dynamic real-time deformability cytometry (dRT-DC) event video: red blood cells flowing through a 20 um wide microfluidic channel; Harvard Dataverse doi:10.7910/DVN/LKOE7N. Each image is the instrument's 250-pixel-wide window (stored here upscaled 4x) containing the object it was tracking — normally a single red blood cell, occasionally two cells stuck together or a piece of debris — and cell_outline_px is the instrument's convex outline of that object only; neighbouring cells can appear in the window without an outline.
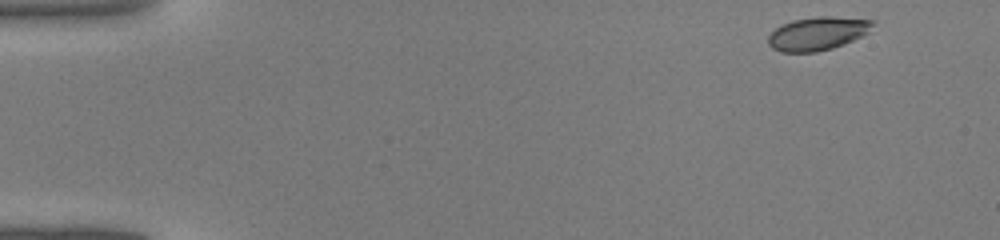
{"species": "common noctule bat (a hibernating species)", "species_latin": "Nyctalus noctula", "temperature_condition": "warm", "stored_images_in_passage": 41, "camera_frame_rate_fps": 3000, "um_per_image_px": 0.085, "animal": {"sex": "male", "body_mass_g": 19.0, "forearm_length_mm": 50.8}, "frame": {"image": 1, "passage_image": 1, "time_ms": 0.0, "image_size_px": [1000, 240], "cell_outline_px": [[876, 20], [868, 32], [844, 44], [832, 48], [816, 52], [780, 52], [772, 48], [768, 44], [768, 36], [776, 28], [792, 20], [816, 16], [832, 16]], "centroid_in_image_um": [69.48, 2.84], "position_along_channel_um": 15.5, "area_um2": 20.29}}
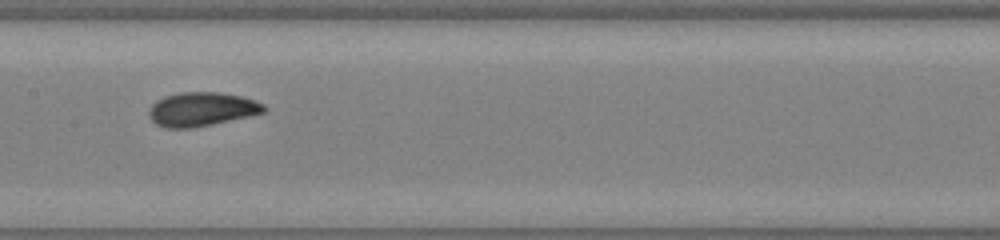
{"frame": {"image": 2, "passage_image": 20, "time_ms": 6.333, "image_size_px": [1000, 240], "cell_outline_px": [[268, 108], [264, 112], [248, 116], [212, 124], [192, 128], [164, 128], [156, 124], [148, 116], [148, 112], [152, 104], [156, 100], [164, 96], [180, 92], [220, 92], [240, 96], [264, 104]], "centroid_in_image_um": [17.1, 9.28], "position_along_channel_um": 190.3, "area_um2": 22.72}}
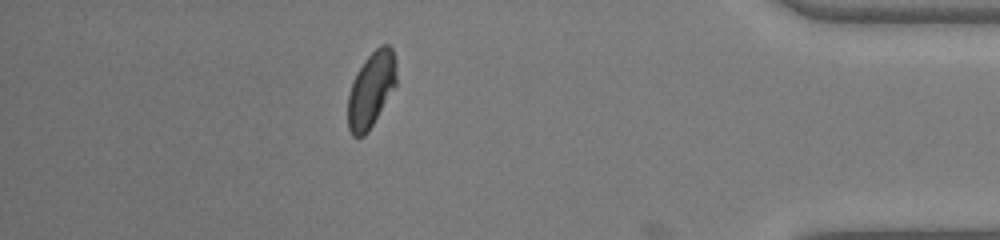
{"frame": {"image": 3, "passage_image": 36, "time_ms": 11.667, "image_size_px": [1000, 240], "cell_outline_px": [[396, 84], [368, 132], [364, 136], [352, 136], [348, 128], [348, 96], [356, 72], [364, 60], [380, 44], [388, 44], [392, 48], [396, 60]], "centroid_in_image_um": [31.55, 7.59], "position_along_channel_um": 403.7, "area_um2": 21.21}}